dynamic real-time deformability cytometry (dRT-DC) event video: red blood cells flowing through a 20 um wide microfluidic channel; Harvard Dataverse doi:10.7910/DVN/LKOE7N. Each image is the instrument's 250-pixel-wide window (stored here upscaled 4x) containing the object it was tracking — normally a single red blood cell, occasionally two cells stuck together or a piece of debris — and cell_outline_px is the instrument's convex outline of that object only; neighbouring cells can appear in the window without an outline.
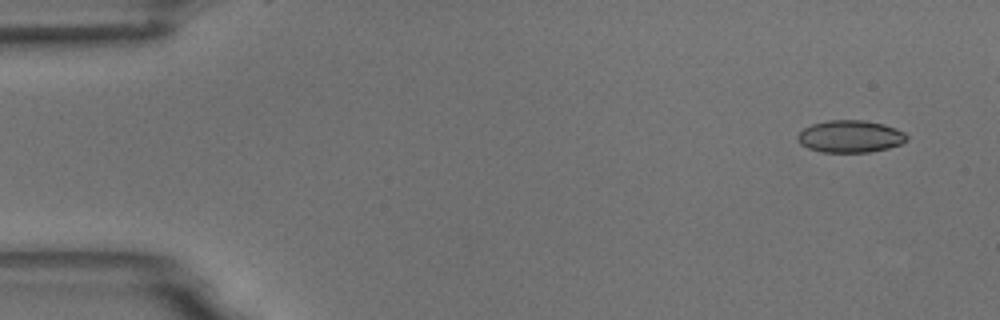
{"species": "common noctule bat (a hibernating species)", "species_latin": "Nyctalus noctula", "temperature_condition": "room temperature", "stored_images_in_passage": 5, "camera_frame_rate_fps": 3000, "um_per_image_px": 0.085, "animal": {"sex": "male", "body_mass_g": 18.8}, "frame": {"image": 1, "passage_image": 1, "time_ms": 0.0, "image_size_px": [1000, 320], "cell_outline_px": [[908, 140], [900, 144], [888, 148], [868, 152], [820, 152], [808, 148], [800, 144], [796, 136], [804, 128], [812, 124], [828, 120], [864, 120], [884, 124], [904, 132], [908, 136]], "centroid_in_image_um": [72.26, 11.59], "position_along_channel_um": 12.7, "area_um2": 20.52}}